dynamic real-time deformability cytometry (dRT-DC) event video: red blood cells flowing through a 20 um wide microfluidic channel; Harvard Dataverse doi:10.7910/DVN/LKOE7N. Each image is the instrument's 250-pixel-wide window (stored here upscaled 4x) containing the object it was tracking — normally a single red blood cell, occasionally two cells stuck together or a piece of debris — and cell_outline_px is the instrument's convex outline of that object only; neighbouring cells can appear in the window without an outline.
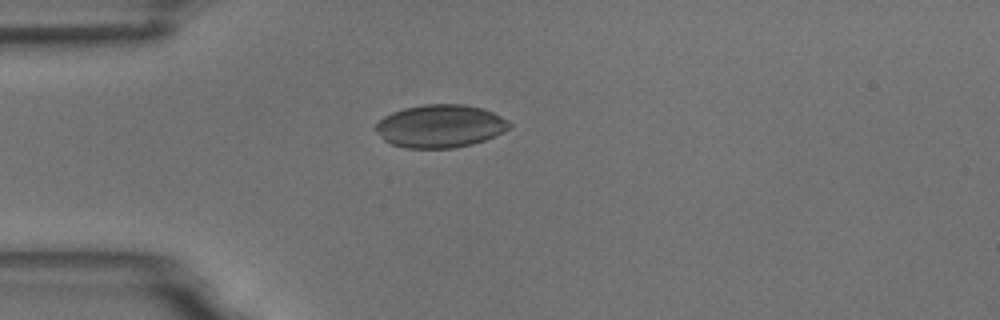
{"species": "common noctule bat (a hibernating species)", "species_latin": "Nyctalus noctula", "temperature_condition": "room temperature", "stored_images_in_passage": 4, "camera_frame_rate_fps": 3000, "um_per_image_px": 0.085, "animal": {"sex": "male", "body_mass_g": 18.8}, "frame": {"image": 1, "passage_image": 1, "time_ms": 0.0, "image_size_px": [1000, 320], "cell_outline_px": [[512, 124], [504, 132], [484, 140], [472, 144], [452, 148], [404, 148], [392, 144], [384, 140], [380, 136], [376, 128], [376, 124], [384, 116], [392, 112], [404, 108], [424, 104], [464, 104], [484, 108], [508, 120]], "centroid_in_image_um": [37.43, 10.71], "position_along_channel_um": 47.6, "area_um2": 33.41}}